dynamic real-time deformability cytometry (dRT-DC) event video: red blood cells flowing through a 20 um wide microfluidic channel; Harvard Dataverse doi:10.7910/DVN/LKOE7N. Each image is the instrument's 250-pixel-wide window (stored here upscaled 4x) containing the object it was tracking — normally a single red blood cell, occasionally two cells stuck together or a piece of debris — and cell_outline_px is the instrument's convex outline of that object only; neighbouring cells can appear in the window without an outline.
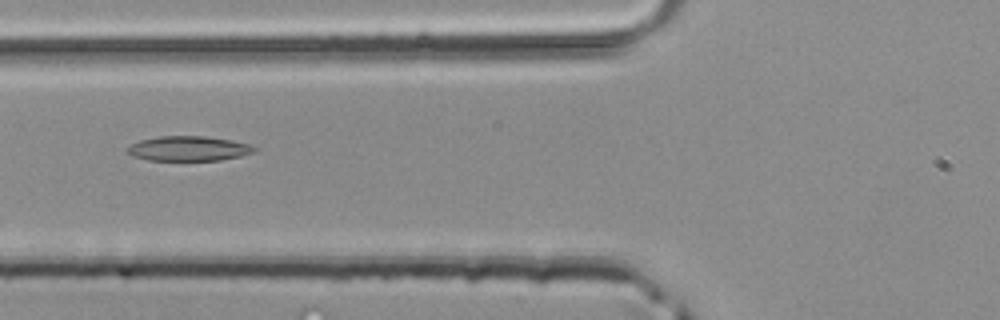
{"species": "common noctule bat (a hibernating species)", "species_latin": "Nyctalus noctula", "temperature_condition": "room temperature", "stored_images_in_passage": 5, "camera_frame_rate_fps": 3000, "um_per_image_px": 0.085, "animal": {"sex": "male", "body_mass_g": 20.4}, "frame": {"image": 1, "passage_image": 5, "time_ms": 1.333, "image_size_px": [1000, 320], "cell_outline_px": [[256, 152], [240, 156], [220, 160], [148, 160], [132, 156], [128, 152], [128, 148], [132, 144], [140, 140], [160, 136], [204, 136], [232, 140], [252, 144], [256, 148]], "centroid_in_image_um": [16.08, 12.62], "position_along_channel_um": 109.7, "area_um2": 18.32}}